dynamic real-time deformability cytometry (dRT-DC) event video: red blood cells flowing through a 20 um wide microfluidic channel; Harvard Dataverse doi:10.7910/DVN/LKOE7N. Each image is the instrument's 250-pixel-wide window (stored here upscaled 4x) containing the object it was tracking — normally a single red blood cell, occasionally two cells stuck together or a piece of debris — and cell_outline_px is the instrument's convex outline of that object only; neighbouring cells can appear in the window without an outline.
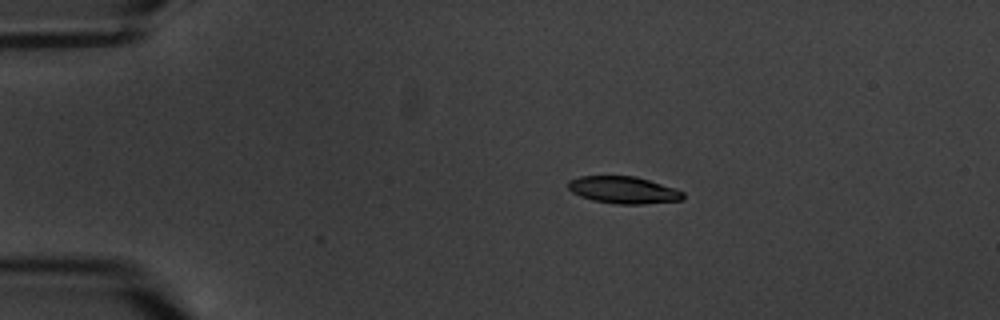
{"species": "common noctule bat (a hibernating species)", "species_latin": "Nyctalus noctula", "temperature_condition": "warm", "stored_images_in_passage": 3, "camera_frame_rate_fps": 3000, "um_per_image_px": 0.085, "animal": {"sex": "male", "body_mass_g": 20.1, "forearm_length_mm": 53.5}, "frame": {"image": 1, "passage_image": 3, "time_ms": 2.333, "image_size_px": [1000, 320], "cell_outline_px": [[684, 200], [640, 204], [616, 204], [592, 200], [580, 196], [572, 192], [568, 188], [568, 180], [580, 176], [636, 176], [676, 188], [684, 192]], "centroid_in_image_um": [53.01, 16.15], "position_along_channel_um": 32.0, "area_um2": 18.26}}